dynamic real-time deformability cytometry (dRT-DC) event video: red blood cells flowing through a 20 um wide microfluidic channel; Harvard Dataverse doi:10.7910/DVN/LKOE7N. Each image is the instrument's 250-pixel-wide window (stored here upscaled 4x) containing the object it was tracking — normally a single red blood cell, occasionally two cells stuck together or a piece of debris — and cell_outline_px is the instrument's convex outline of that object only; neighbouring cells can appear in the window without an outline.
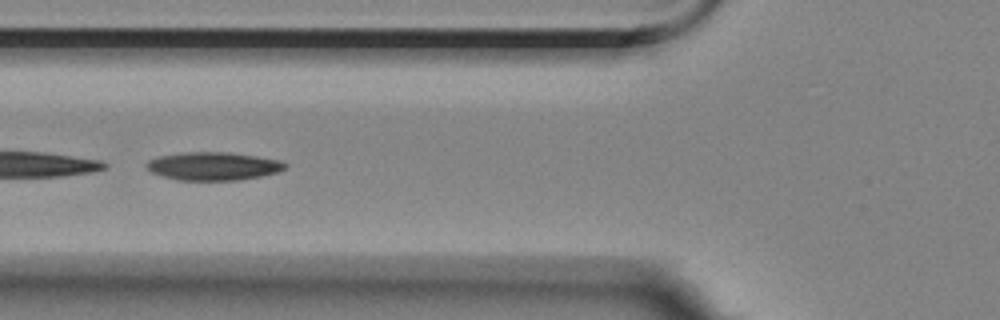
{"species": "Egyptian fruit bat (a non-hibernating species)", "species_latin": "Rousettus aegyptiacus", "temperature_condition": "room temperature", "stored_images_in_passage": 10, "camera_frame_rate_fps": 3000, "um_per_image_px": 0.085, "animal": {"sex": "female"}, "frame": {"image": 1, "passage_image": 4, "time_ms": 4.333, "image_size_px": [1000, 320], "cell_outline_px": [[288, 168], [276, 172], [260, 176], [236, 180], [180, 180], [164, 176], [152, 172], [144, 164], [148, 160], [160, 156], [184, 152], [228, 152], [284, 160], [288, 164]], "centroid_in_image_um": [18.18, 14.11], "position_along_channel_um": 107.6, "area_um2": 22.72}}
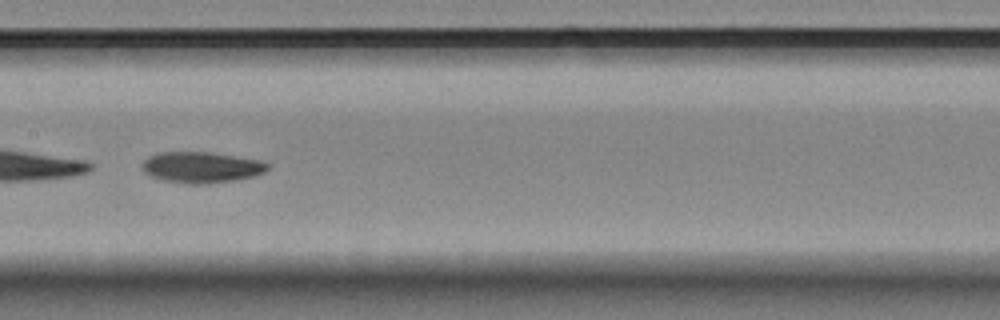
{"frame": {"image": 2, "passage_image": 6, "time_ms": 6.667, "image_size_px": [1000, 320], "cell_outline_px": [[268, 168], [264, 172], [252, 176], [232, 180], [208, 184], [188, 184], [164, 180], [152, 176], [144, 172], [140, 164], [148, 156], [160, 152], [212, 152], [260, 160], [268, 164]], "centroid_in_image_um": [17.08, 14.21], "position_along_channel_um": 190.3, "area_um2": 22.6}}